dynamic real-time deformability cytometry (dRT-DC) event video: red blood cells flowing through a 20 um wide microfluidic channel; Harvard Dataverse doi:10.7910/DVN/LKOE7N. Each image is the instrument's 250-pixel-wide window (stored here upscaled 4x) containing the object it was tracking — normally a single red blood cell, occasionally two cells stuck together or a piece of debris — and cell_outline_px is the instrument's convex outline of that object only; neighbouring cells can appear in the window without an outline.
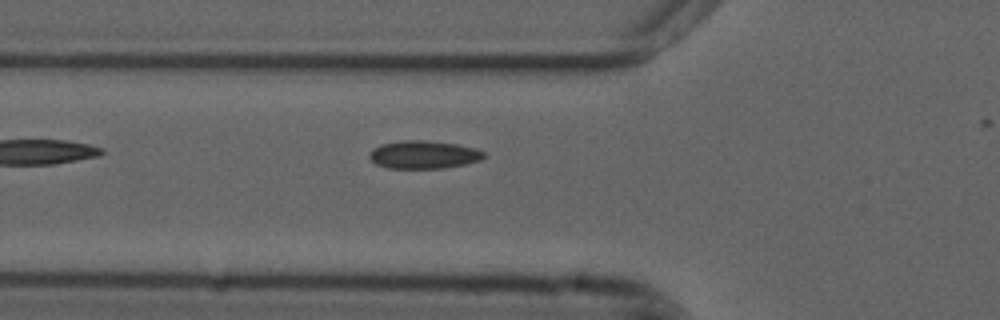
{"species": "common noctule bat (a hibernating species)", "species_latin": "Nyctalus noctula", "temperature_condition": "cold", "stored_images_in_passage": 28, "camera_frame_rate_fps": 3000, "um_per_image_px": 0.085, "animal": {"sex": "male", "forearm_length_mm": 52.5}, "frame": {"image": 1, "passage_image": 2, "time_ms": 0.333, "image_size_px": [1000, 320], "cell_outline_px": [[484, 156], [480, 160], [464, 164], [444, 168], [388, 168], [376, 164], [368, 156], [368, 152], [372, 148], [380, 144], [404, 140], [424, 140], [456, 144], [476, 148], [484, 152]], "centroid_in_image_um": [35.97, 13.14], "position_along_channel_um": 89.8, "area_um2": 18.67}}
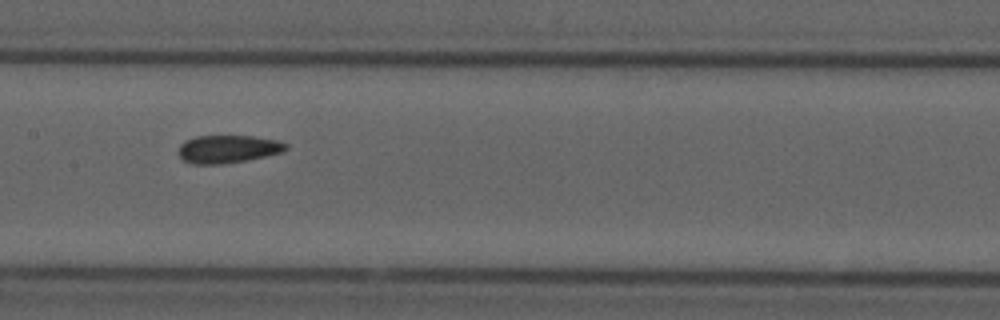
{"frame": {"image": 2, "passage_image": 10, "time_ms": 3.0, "image_size_px": [1000, 320], "cell_outline_px": [[288, 148], [284, 152], [248, 160], [220, 164], [192, 164], [184, 160], [180, 156], [180, 144], [184, 140], [196, 136], [252, 136], [276, 140], [288, 144]], "centroid_in_image_um": [19.4, 12.67], "position_along_channel_um": 188.0, "area_um2": 17.46}}
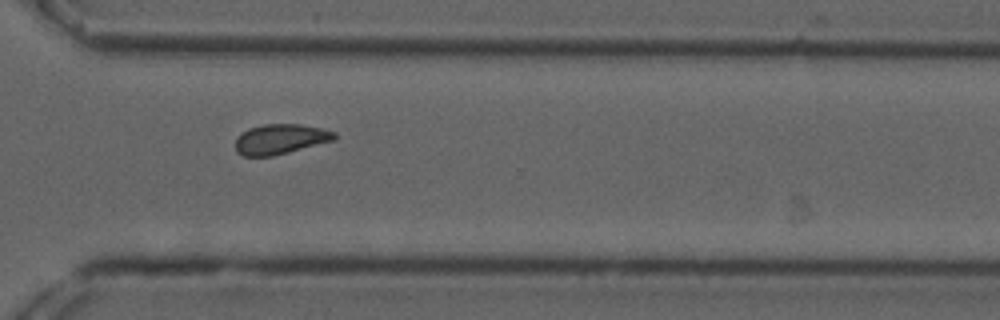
{"frame": {"image": 3, "passage_image": 23, "time_ms": 7.333, "image_size_px": [1000, 320], "cell_outline_px": [[336, 140], [272, 156], [244, 156], [236, 152], [236, 136], [248, 128], [264, 124], [300, 124], [320, 128], [336, 132]], "centroid_in_image_um": [23.82, 11.82], "position_along_channel_um": 346.8, "area_um2": 17.4}}